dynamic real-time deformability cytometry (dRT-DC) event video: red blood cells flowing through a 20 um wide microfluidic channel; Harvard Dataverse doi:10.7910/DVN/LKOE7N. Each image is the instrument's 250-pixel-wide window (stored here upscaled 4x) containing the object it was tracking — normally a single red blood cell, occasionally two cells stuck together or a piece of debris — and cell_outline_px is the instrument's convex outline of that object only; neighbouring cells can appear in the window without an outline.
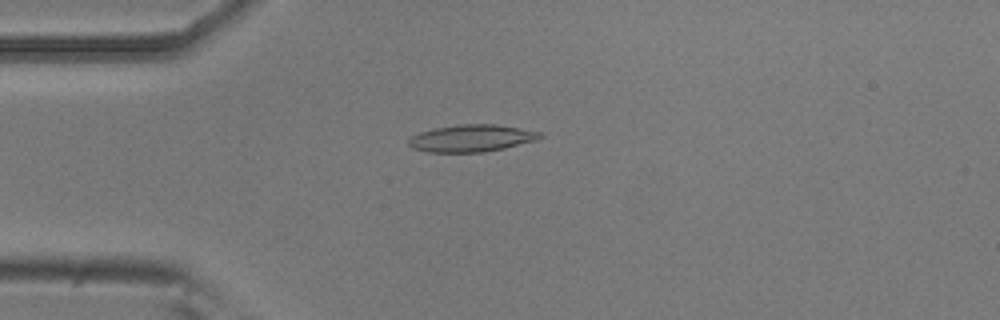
{"species": "common noctule bat (a hibernating species)", "species_latin": "Nyctalus noctula", "temperature_condition": "room temperature", "stored_images_in_passage": 41, "camera_frame_rate_fps": 3000, "um_per_image_px": 0.085, "animal": {"sex": "male", "body_mass_g": 20.5, "forearm_length_mm": 52.5}, "frame": {"image": 1, "passage_image": 1, "time_ms": 0.0, "image_size_px": [1000, 320], "cell_outline_px": [[544, 136], [536, 140], [504, 148], [484, 152], [428, 152], [412, 148], [408, 144], [408, 140], [412, 136], [420, 132], [432, 128], [460, 124], [496, 124], [544, 132]], "centroid_in_image_um": [40.1, 11.74], "position_along_channel_um": 44.9, "area_um2": 20.87}}
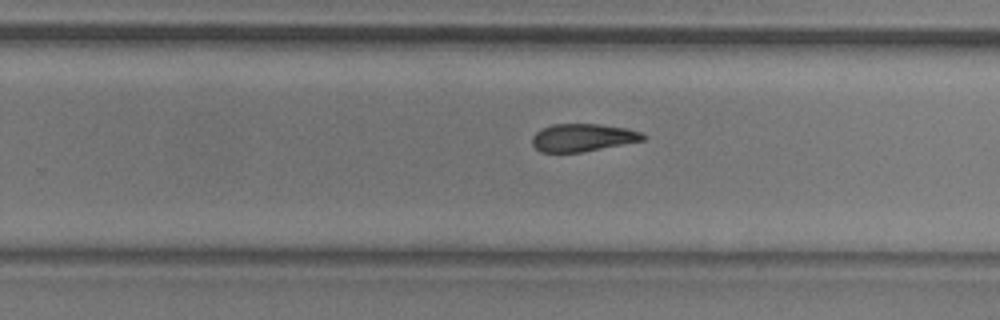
{"frame": {"image": 2, "passage_image": 21, "time_ms": 6.667, "image_size_px": [1000, 320], "cell_outline_px": [[648, 136], [644, 140], [580, 152], [540, 152], [532, 144], [532, 136], [540, 128], [552, 124], [600, 124], [628, 128], [640, 132]], "centroid_in_image_um": [49.52, 11.68], "position_along_channel_um": 280.3, "area_um2": 17.92}}
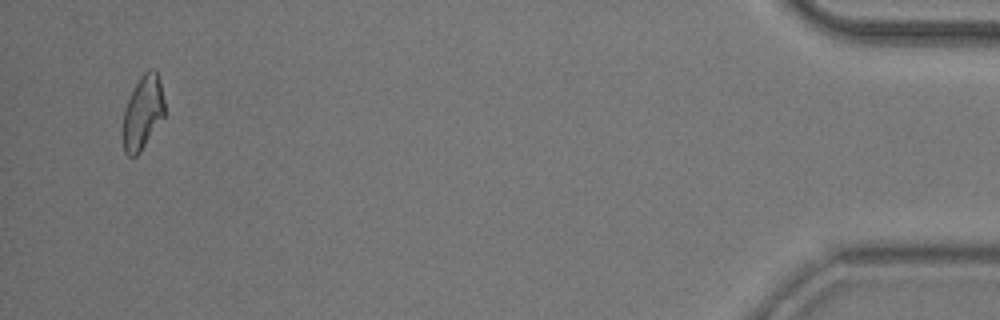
{"frame": {"image": 3, "passage_image": 39, "time_ms": 12.667, "image_size_px": [1000, 320], "cell_outline_px": [[164, 116], [140, 152], [136, 156], [128, 156], [124, 152], [120, 136], [120, 132], [124, 108], [140, 76], [144, 72], [152, 68], [156, 68], [164, 100]], "centroid_in_image_um": [12.08, 9.61], "position_along_channel_um": 423.1, "area_um2": 18.21}, "authors_computed_cell_mechanics": {"area_um2": 18.785, "velocity_mm_per_s": 3.7676, "shape_relaxation_time_tau1_ms": 10.243, "shape_relaxation_time_tau2_ms": 6.2477, "deformation_change_tau1": 0.2253, "deformation_change_tau2": 0.1196}}